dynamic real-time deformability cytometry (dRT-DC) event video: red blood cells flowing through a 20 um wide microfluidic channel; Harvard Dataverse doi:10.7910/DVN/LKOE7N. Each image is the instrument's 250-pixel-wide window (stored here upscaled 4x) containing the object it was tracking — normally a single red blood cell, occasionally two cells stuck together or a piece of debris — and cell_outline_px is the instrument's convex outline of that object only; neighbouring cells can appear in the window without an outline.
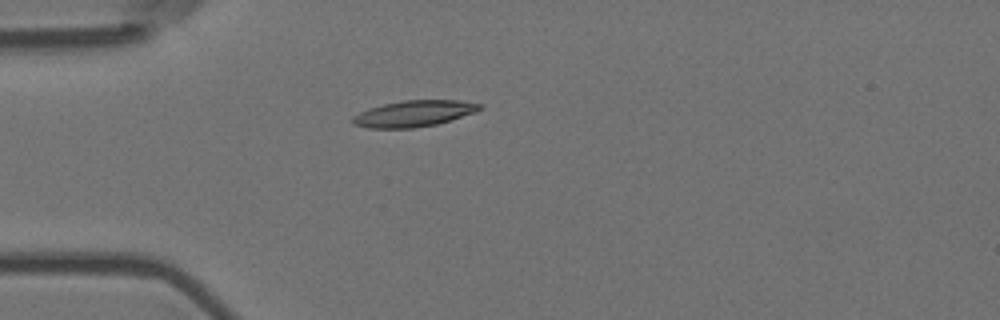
{"species": "Egyptian fruit bat (a non-hibernating species)", "species_latin": "Rousettus aegyptiacus", "temperature_condition": "room temperature", "stored_images_in_passage": 1, "camera_frame_rate_fps": 3000, "um_per_image_px": 0.085, "animal": {"sex": "female"}, "frame": {"image": 1, "passage_image": 1, "time_ms": 0.0, "image_size_px": [1000, 320], "cell_outline_px": [[480, 108], [476, 112], [436, 124], [412, 128], [368, 128], [352, 124], [352, 116], [368, 108], [384, 104], [404, 100], [460, 100], [480, 104]], "centroid_in_image_um": [35.13, 9.65], "position_along_channel_um": 49.9, "area_um2": 19.25}}